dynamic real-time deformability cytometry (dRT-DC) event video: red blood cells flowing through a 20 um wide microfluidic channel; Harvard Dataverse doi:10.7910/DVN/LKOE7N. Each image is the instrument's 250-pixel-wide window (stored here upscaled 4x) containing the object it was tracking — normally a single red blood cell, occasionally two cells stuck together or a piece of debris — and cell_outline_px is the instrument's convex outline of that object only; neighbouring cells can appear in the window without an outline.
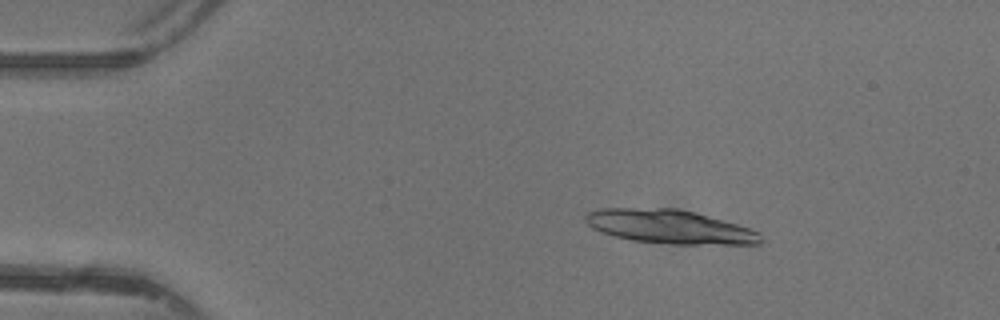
{"species": "common noctule bat (a hibernating species)", "species_latin": "Nyctalus noctula", "temperature_condition": "warm", "stored_images_in_passage": 46, "segment_of_instrument_passage": [1, 2], "camera_frame_rate_fps": 3000, "um_per_image_px": 0.085, "animal": {"sex": "female"}, "frame": {"image": 1, "passage_image": 8, "time_ms": 2.333, "image_size_px": [1000, 320], "cell_outline_px": [[764, 240], [760, 244], [676, 244], [632, 240], [600, 232], [592, 228], [584, 220], [584, 216], [588, 212], [604, 208], [676, 208], [708, 216], [736, 224], [760, 232]], "centroid_in_image_um": [56.92, 19.27], "position_along_channel_um": 28.1, "area_um2": 34.28}}